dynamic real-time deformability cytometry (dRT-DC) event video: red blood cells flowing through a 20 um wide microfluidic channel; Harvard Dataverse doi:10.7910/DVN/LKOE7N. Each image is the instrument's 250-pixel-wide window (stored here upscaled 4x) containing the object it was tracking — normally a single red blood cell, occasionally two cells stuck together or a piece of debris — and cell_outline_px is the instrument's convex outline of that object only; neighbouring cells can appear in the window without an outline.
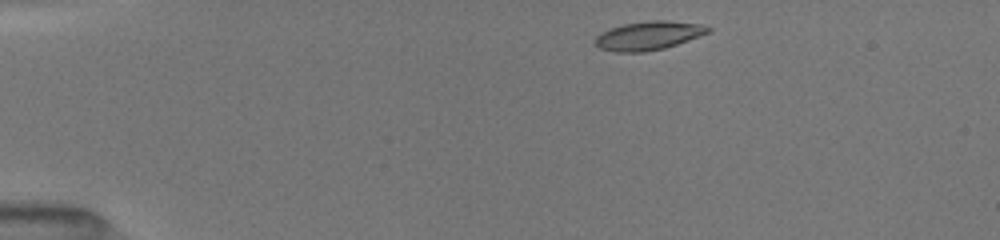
{"species": "common noctule bat (a hibernating species)", "species_latin": "Nyctalus noctula", "temperature_condition": "room temperature", "stored_images_in_passage": 13, "camera_frame_rate_fps": 3000, "um_per_image_px": 0.085, "animal": {"sex": "female", "body_mass_g": 19.5, "forearm_length_mm": 54.1}, "frame": {"image": 1, "passage_image": 1, "time_ms": 0.0, "image_size_px": [1000, 240], "cell_outline_px": [[712, 32], [664, 48], [644, 52], [616, 52], [600, 48], [592, 40], [600, 32], [624, 24], [648, 20], [668, 20], [700, 24], [712, 28]], "centroid_in_image_um": [55.13, 3.02], "position_along_channel_um": 29.9, "area_um2": 18.96}}
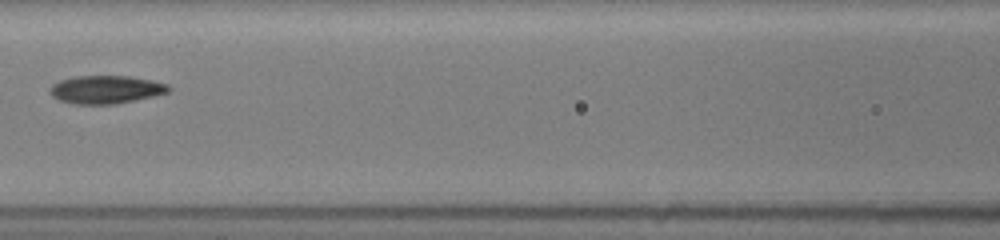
{"frame": {"image": 2, "passage_image": 7, "time_ms": 5.0, "image_size_px": [1000, 240], "cell_outline_px": [[172, 88], [168, 92], [136, 100], [116, 104], [72, 104], [60, 100], [52, 96], [48, 92], [48, 88], [52, 84], [60, 80], [76, 76], [128, 76], [168, 84]], "centroid_in_image_um": [8.95, 7.62], "position_along_channel_um": 157.6, "area_um2": 19.42}}
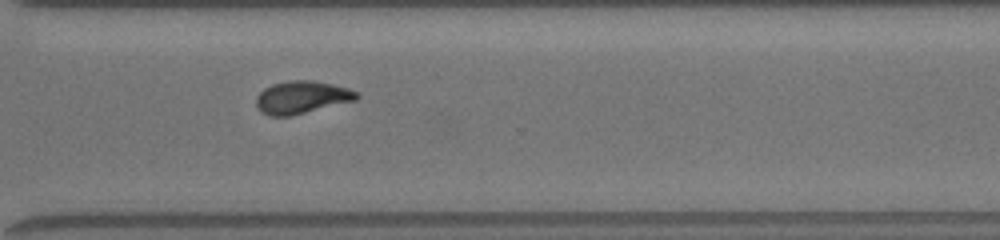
{"frame": {"image": 3, "passage_image": 13, "time_ms": 9.667, "image_size_px": [1000, 240], "cell_outline_px": [[360, 96], [356, 100], [292, 116], [268, 116], [260, 112], [256, 108], [256, 96], [264, 88], [272, 84], [288, 80], [312, 80], [332, 84], [348, 88], [360, 92]], "centroid_in_image_um": [25.64, 8.28], "position_along_channel_um": 345.0, "area_um2": 19.42}}